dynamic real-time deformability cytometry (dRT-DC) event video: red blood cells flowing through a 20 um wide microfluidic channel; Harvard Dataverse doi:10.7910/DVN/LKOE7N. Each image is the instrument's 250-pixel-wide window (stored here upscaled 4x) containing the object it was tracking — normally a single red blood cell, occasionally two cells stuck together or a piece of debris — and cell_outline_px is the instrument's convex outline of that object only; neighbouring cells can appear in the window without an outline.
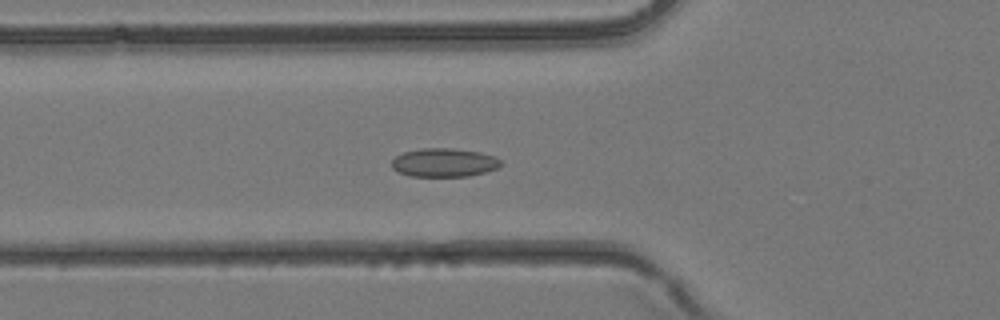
{"species": "common noctule bat (a hibernating species)", "species_latin": "Nyctalus noctula", "temperature_condition": "room temperature", "stored_images_in_passage": 39, "camera_frame_rate_fps": 3000, "um_per_image_px": 0.085, "animal": {"sex": "female", "body_mass_g": 24.6, "forearm_length_mm": 56.2}, "frame": {"image": 1, "passage_image": 14, "time_ms": 4.333, "image_size_px": [1000, 320], "cell_outline_px": [[504, 164], [496, 168], [484, 172], [468, 176], [412, 176], [400, 172], [392, 168], [392, 160], [396, 156], [404, 152], [420, 148], [452, 148], [480, 152], [496, 156]], "centroid_in_image_um": [37.77, 13.81], "position_along_channel_um": 88.0, "area_um2": 18.15}}
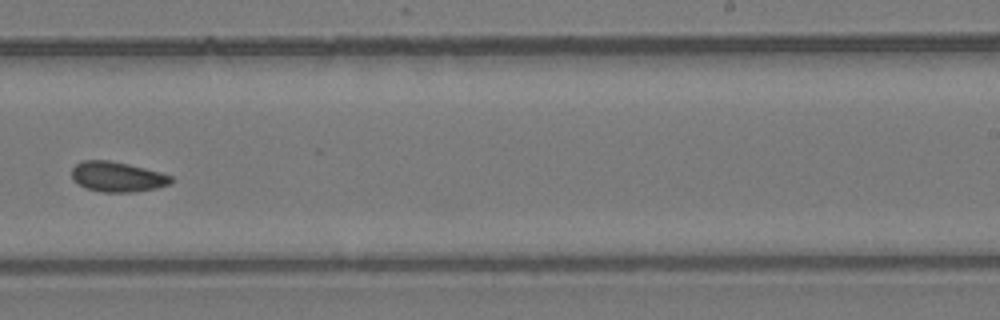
{"frame": {"image": 2, "passage_image": 25, "time_ms": 8.0, "image_size_px": [1000, 320], "cell_outline_px": [[172, 184], [156, 188], [132, 192], [104, 192], [84, 188], [72, 180], [72, 168], [80, 160], [108, 160], [128, 164], [160, 172], [172, 176]], "centroid_in_image_um": [9.95, 15.03], "position_along_channel_um": 279.1, "area_um2": 17.51}}
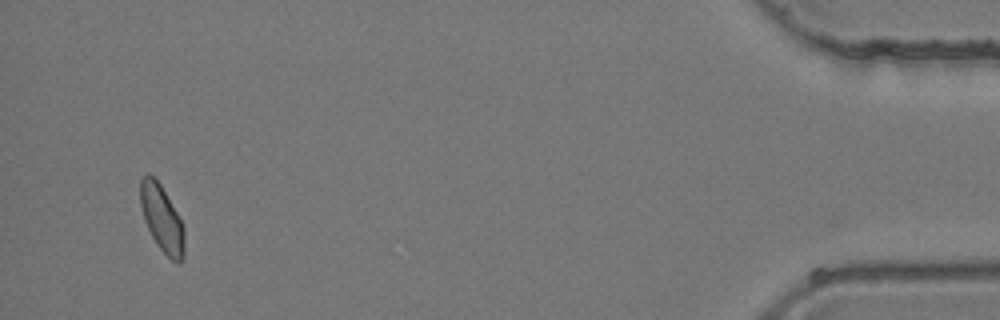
{"frame": {"image": 3, "passage_image": 38, "time_ms": 12.333, "image_size_px": [1000, 320], "cell_outline_px": [[184, 256], [176, 264], [156, 244], [144, 220], [140, 204], [140, 180], [148, 172], [160, 184], [176, 212], [184, 228]], "centroid_in_image_um": [13.74, 18.58], "position_along_channel_um": 421.5, "area_um2": 16.76}}